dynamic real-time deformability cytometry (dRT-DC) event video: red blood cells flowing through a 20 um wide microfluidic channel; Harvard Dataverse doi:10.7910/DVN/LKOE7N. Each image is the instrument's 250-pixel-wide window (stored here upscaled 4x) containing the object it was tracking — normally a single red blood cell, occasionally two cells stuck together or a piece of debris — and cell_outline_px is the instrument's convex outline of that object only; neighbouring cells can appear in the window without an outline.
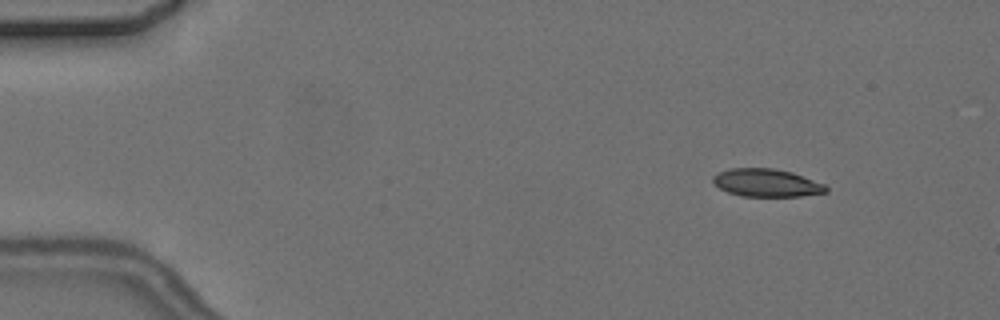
{"species": "common noctule bat (a hibernating species)", "species_latin": "Nyctalus noctula", "temperature_condition": "cold", "stored_images_in_passage": 3, "camera_frame_rate_fps": 3000, "um_per_image_px": 0.085, "animal": {"sex": "female", "body_mass_g": 24.6, "forearm_length_mm": 56.2}, "frame": {"image": 1, "passage_image": 1, "time_ms": 0.0, "image_size_px": [1000, 320], "cell_outline_px": [[828, 192], [800, 196], [740, 196], [728, 192], [720, 188], [712, 180], [712, 176], [728, 168], [772, 168], [792, 172], [824, 184], [828, 188]], "centroid_in_image_um": [65.15, 15.54], "position_along_channel_um": 19.8, "area_um2": 18.26}}